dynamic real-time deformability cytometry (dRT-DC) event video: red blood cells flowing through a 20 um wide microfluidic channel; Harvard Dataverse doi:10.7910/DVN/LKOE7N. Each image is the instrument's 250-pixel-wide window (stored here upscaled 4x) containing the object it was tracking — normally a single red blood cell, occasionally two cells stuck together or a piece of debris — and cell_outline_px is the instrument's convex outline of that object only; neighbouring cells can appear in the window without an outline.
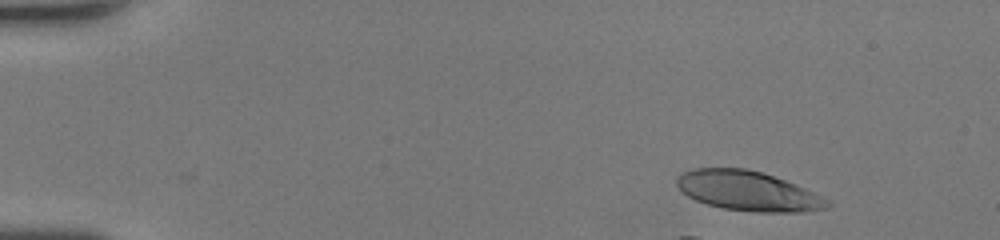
{"species": "human", "species_latin": "Homo sapiens", "temperature_condition": "room temperature", "stored_images_in_passage": 6, "camera_frame_rate_fps": 3000, "um_per_image_px": 0.085, "donor": {"sex": "female"}, "frame": {"image": 1, "passage_image": 1, "time_ms": 0.0, "image_size_px": [1000, 240], "cell_outline_px": [[832, 204], [828, 208], [800, 212], [756, 212], [724, 208], [708, 204], [696, 200], [688, 196], [676, 184], [676, 176], [680, 172], [696, 168], [744, 168], [760, 172], [796, 184], [832, 200]], "centroid_in_image_um": [63.6, 16.23], "position_along_channel_um": 21.4, "area_um2": 34.8}}